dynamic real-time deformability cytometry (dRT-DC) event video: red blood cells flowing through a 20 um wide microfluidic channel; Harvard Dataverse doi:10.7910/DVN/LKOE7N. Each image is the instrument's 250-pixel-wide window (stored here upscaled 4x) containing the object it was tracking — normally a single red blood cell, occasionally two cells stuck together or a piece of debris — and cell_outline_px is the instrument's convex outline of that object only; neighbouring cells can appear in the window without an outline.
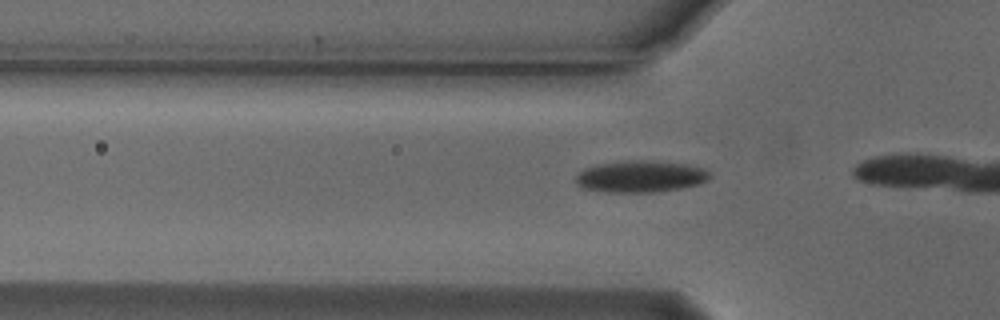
{"species": "Egyptian fruit bat (a non-hibernating species)", "species_latin": "Rousettus aegyptiacus", "temperature_condition": "cold", "stored_images_in_passage": 6, "camera_frame_rate_fps": 3000, "um_per_image_px": 0.085, "animal": {"sex": "male"}, "frame": {"image": 1, "passage_image": 3, "time_ms": 0.667, "image_size_px": [1000, 320], "cell_outline_px": [[712, 176], [708, 180], [700, 184], [660, 192], [608, 192], [584, 188], [576, 184], [576, 176], [584, 168], [596, 164], [624, 160], [652, 160], [684, 164], [704, 168]], "centroid_in_image_um": [54.45, 14.99], "position_along_channel_um": 71.3, "area_um2": 24.97}}